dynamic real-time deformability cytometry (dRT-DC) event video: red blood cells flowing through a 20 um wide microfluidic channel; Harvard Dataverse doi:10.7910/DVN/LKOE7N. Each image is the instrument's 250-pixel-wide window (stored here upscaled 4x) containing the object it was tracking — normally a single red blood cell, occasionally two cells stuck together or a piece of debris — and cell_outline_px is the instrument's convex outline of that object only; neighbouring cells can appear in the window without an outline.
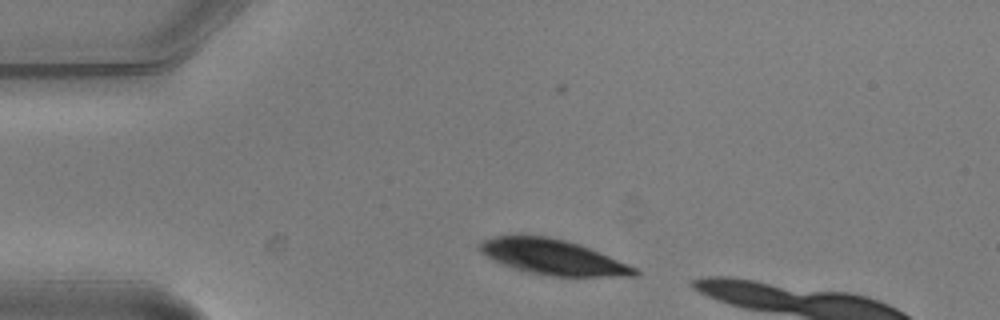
{"species": "common noctule bat (a hibernating species)", "species_latin": "Nyctalus noctula", "temperature_condition": "warm", "stored_images_in_passage": 4, "camera_frame_rate_fps": 3000, "um_per_image_px": 0.085, "animal": {"sex": "male", "body_mass_g": 20.5, "forearm_length_mm": 52.5}, "frame": {"image": 1, "passage_image": 2, "time_ms": 0.333, "image_size_px": [1000, 320], "cell_outline_px": [[640, 276], [552, 276], [528, 272], [512, 268], [492, 260], [480, 252], [476, 248], [484, 240], [496, 236], [548, 236], [580, 244], [636, 268], [640, 272]], "centroid_in_image_um": [46.97, 21.86], "position_along_channel_um": 38.0, "area_um2": 31.5}}